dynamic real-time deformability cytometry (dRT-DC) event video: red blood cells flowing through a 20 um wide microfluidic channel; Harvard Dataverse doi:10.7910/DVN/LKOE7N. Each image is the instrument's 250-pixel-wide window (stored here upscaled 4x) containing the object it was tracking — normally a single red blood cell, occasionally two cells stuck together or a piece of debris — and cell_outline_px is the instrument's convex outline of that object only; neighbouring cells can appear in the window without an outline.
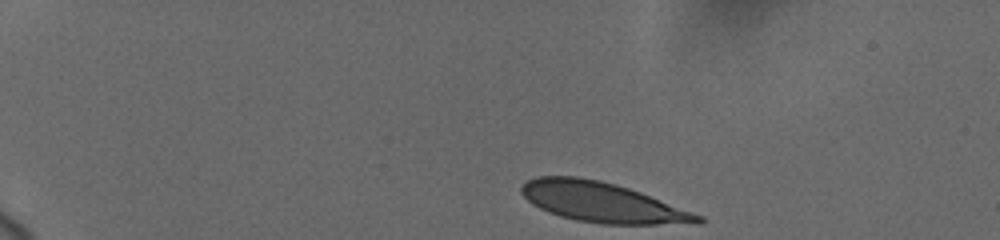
{"species": "human", "species_latin": "Homo sapiens", "temperature_condition": "cold", "stored_images_in_passage": 25, "camera_frame_rate_fps": 3000, "um_per_image_px": 0.085, "donor": {"sex": "female"}, "frame": {"image": 1, "passage_image": 1, "time_ms": 0.0, "image_size_px": [1000, 240], "cell_outline_px": [[704, 220], [700, 224], [600, 224], [576, 220], [560, 216], [548, 212], [532, 204], [520, 192], [520, 188], [528, 180], [536, 176], [576, 176], [600, 180], [616, 184], [640, 192], [704, 216]], "centroid_in_image_um": [51.2, 17.2], "position_along_channel_um": 33.8, "area_um2": 41.1}}
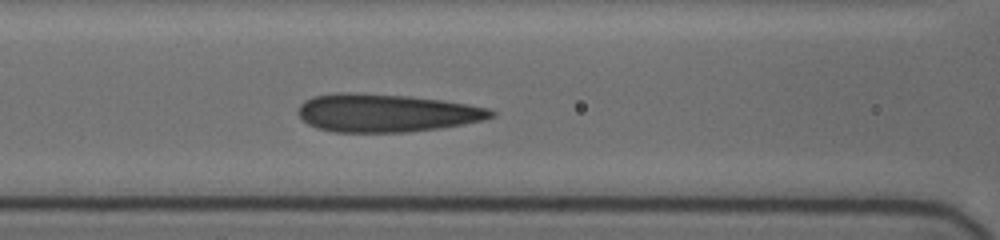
{"frame": {"image": 2, "passage_image": 19, "time_ms": 5.333, "image_size_px": [1000, 240], "cell_outline_px": [[496, 116], [484, 120], [464, 124], [440, 128], [408, 132], [336, 132], [316, 128], [308, 124], [296, 112], [300, 104], [304, 100], [312, 96], [336, 92], [348, 92], [408, 96], [440, 100], [468, 104], [488, 108], [496, 112]], "centroid_in_image_um": [32.81, 9.6], "position_along_channel_um": 133.8, "area_um2": 43.0}}
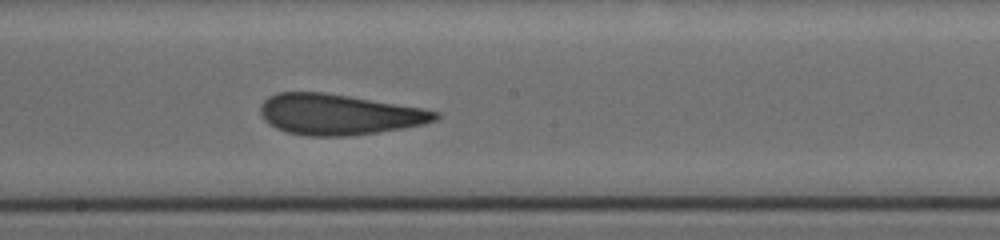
{"frame": {"image": 3, "passage_image": 25, "time_ms": 7.667, "image_size_px": [1000, 240], "cell_outline_px": [[440, 116], [436, 120], [424, 124], [404, 128], [348, 136], [304, 136], [288, 132], [276, 128], [268, 124], [264, 120], [260, 112], [260, 104], [268, 96], [276, 92], [324, 92], [424, 108], [440, 112]], "centroid_in_image_um": [28.79, 9.72], "position_along_channel_um": 219.4, "area_um2": 41.67}}